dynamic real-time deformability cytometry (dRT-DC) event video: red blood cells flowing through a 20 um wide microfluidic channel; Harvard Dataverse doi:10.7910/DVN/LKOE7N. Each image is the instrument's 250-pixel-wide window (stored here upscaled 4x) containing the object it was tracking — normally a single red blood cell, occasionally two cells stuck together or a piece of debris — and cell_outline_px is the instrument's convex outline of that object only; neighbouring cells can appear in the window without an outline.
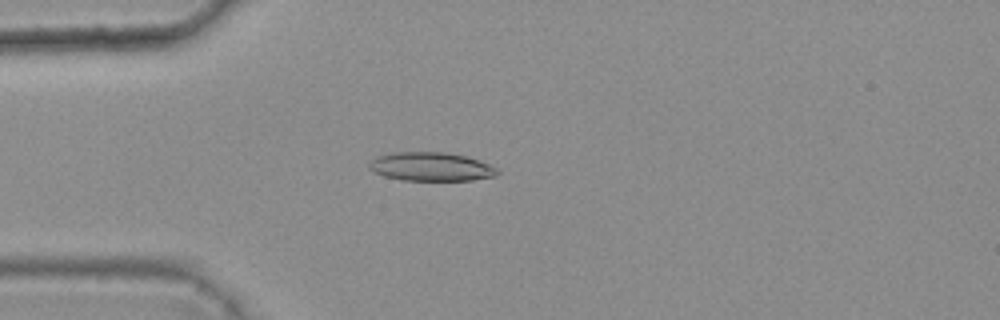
{"species": "common noctule bat (a hibernating species)", "species_latin": "Nyctalus noctula", "temperature_condition": "warm", "stored_images_in_passage": 46, "camera_frame_rate_fps": 3000, "um_per_image_px": 0.085, "animal": {"sex": "female", "body_mass_g": 25.1}, "frame": {"image": 1, "passage_image": 14, "time_ms": 4.333, "image_size_px": [1000, 320], "cell_outline_px": [[500, 172], [496, 176], [472, 180], [404, 180], [384, 176], [372, 172], [368, 168], [368, 164], [376, 156], [392, 152], [448, 152], [464, 156], [488, 164], [496, 168]], "centroid_in_image_um": [36.59, 14.16], "position_along_channel_um": 48.4, "area_um2": 21.44}}
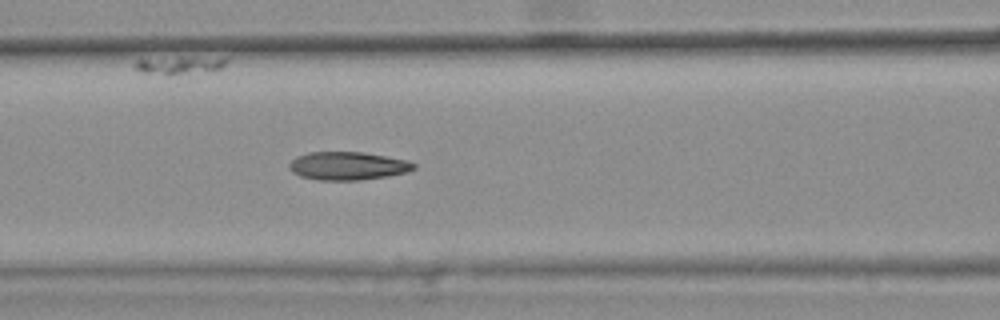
{"frame": {"image": 2, "passage_image": 22, "time_ms": 7.0, "image_size_px": [1000, 320], "cell_outline_px": [[416, 168], [404, 172], [388, 176], [360, 180], [320, 180], [300, 176], [292, 172], [288, 168], [288, 164], [296, 156], [308, 152], [364, 152], [408, 160], [416, 164]], "centroid_in_image_um": [29.54, 14.09], "position_along_channel_um": 137.1, "area_um2": 20.52}}
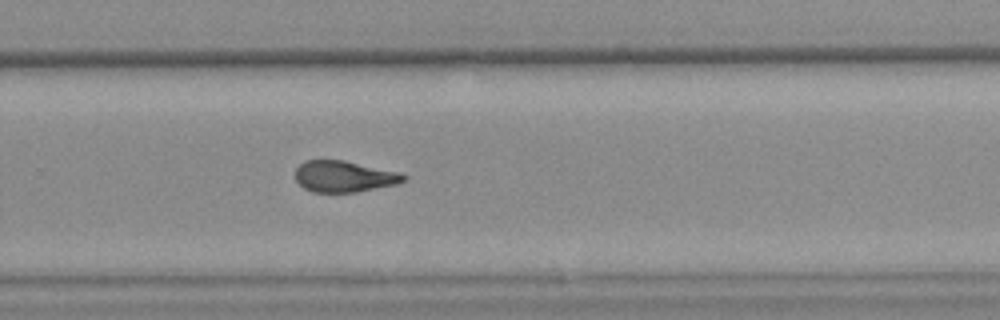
{"frame": {"image": 3, "passage_image": 35, "time_ms": 11.333, "image_size_px": [1000, 320], "cell_outline_px": [[408, 176], [404, 180], [396, 184], [356, 192], [312, 192], [304, 188], [296, 180], [296, 168], [304, 160], [344, 160], [400, 172]], "centroid_in_image_um": [29.24, 14.99], "position_along_channel_um": 300.6, "area_um2": 19.71}, "authors_computed_cell_mechanics": {"area_um2": 20.6635, "velocity_mm_per_s": 3.7922, "shape_relaxation_time_tau1_ms": null, "shape_relaxation_time_tau2_ms": 3.1339, "deformation_change_tau1": null, "deformation_change_tau2": 0.1192}}